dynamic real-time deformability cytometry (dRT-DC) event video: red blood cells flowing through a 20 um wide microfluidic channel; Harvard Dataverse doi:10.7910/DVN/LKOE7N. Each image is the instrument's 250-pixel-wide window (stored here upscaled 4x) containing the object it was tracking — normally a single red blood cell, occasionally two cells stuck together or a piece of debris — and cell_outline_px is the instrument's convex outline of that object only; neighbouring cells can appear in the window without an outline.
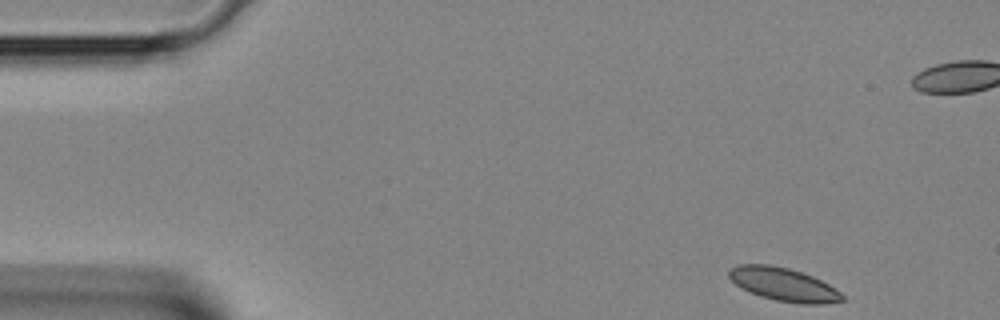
{"species": "Egyptian fruit bat (a non-hibernating species)", "species_latin": "Rousettus aegyptiacus", "temperature_condition": "room temperature", "stored_images_in_passage": 38, "camera_frame_rate_fps": 3000, "um_per_image_px": 0.085, "animal": {"sex": "female"}, "frame": {"image": 1, "passage_image": 1, "time_ms": 0.0, "image_size_px": [1000, 320], "cell_outline_px": [[844, 300], [824, 304], [800, 304], [776, 300], [760, 296], [736, 284], [728, 276], [728, 272], [732, 268], [740, 264], [768, 264], [788, 268], [812, 276], [836, 288], [844, 296]], "centroid_in_image_um": [66.63, 24.18], "position_along_channel_um": 18.4, "area_um2": 21.68}}
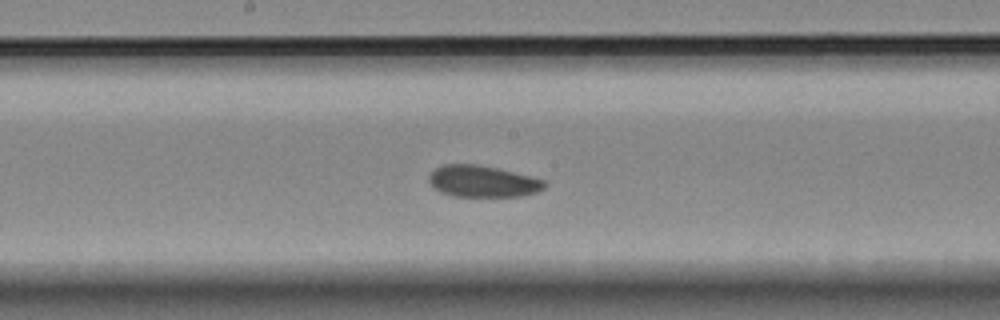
{"frame": {"image": 2, "passage_image": 18, "time_ms": 5.667, "image_size_px": [1000, 320], "cell_outline_px": [[548, 184], [544, 188], [536, 192], [520, 196], [452, 196], [440, 192], [432, 188], [428, 180], [428, 176], [436, 168], [444, 164], [476, 164], [496, 168], [544, 180]], "centroid_in_image_um": [40.98, 15.42], "position_along_channel_um": 207.2, "area_um2": 21.15}}
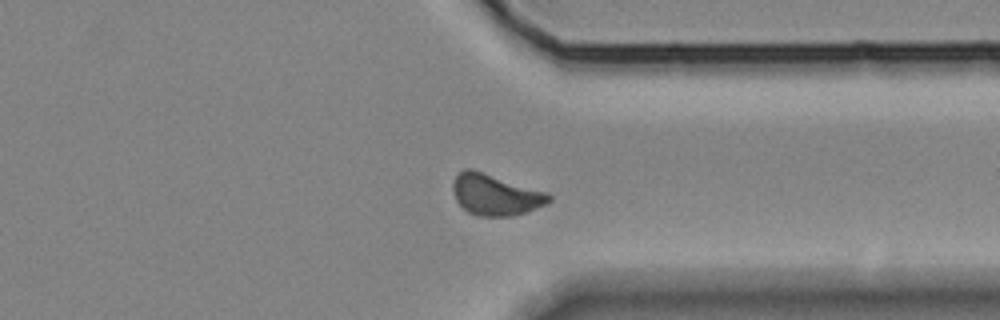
{"frame": {"image": 3, "passage_image": 28, "time_ms": 9.0, "image_size_px": [1000, 320], "cell_outline_px": [[552, 200], [544, 204], [524, 212], [512, 216], [480, 216], [468, 212], [456, 200], [452, 188], [452, 184], [456, 176], [464, 168], [472, 168], [548, 192], [552, 196]], "centroid_in_image_um": [42.1, 16.53], "position_along_channel_um": 369.3, "area_um2": 22.95}}